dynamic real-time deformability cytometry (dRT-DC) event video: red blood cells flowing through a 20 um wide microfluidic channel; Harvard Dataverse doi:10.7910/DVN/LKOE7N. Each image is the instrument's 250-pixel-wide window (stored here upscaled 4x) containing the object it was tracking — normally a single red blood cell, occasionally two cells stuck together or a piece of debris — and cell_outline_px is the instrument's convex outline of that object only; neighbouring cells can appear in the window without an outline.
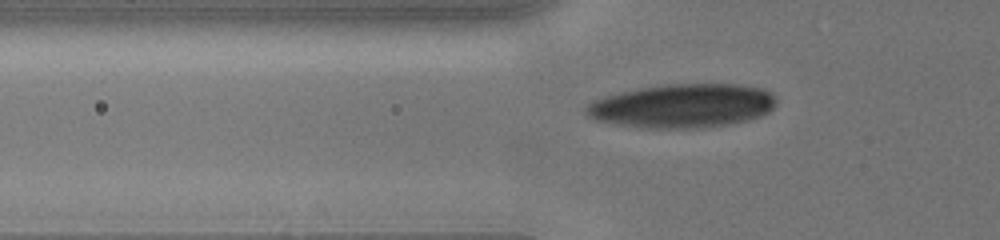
{"species": "human", "species_latin": "Homo sapiens", "temperature_condition": "cold", "stored_images_in_passage": 28, "camera_frame_rate_fps": 3000, "um_per_image_px": 0.085, "donor": {"sex": "male"}, "frame": {"image": 1, "passage_image": 7, "time_ms": 2.0, "image_size_px": [1000, 240], "cell_outline_px": [[776, 104], [768, 112], [760, 116], [748, 120], [728, 124], [696, 128], [644, 128], [592, 120], [584, 112], [584, 108], [592, 100], [604, 96], [620, 92], [640, 88], [668, 84], [740, 84], [760, 88], [772, 92], [776, 96]], "centroid_in_image_um": [57.99, 8.99], "position_along_channel_um": 67.8, "area_um2": 48.78}}
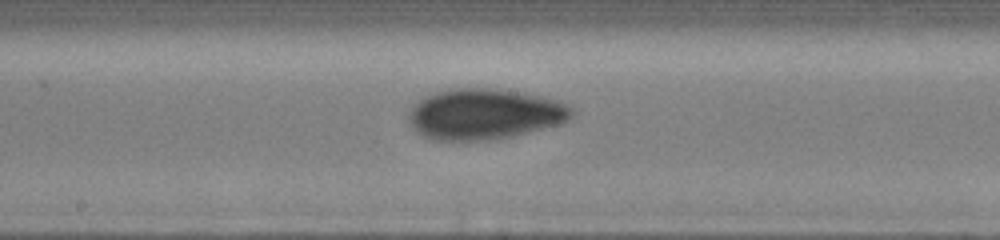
{"frame": {"image": 2, "passage_image": 16, "time_ms": 5.667, "image_size_px": [1000, 240], "cell_outline_px": [[576, 112], [568, 120], [560, 124], [512, 136], [488, 140], [436, 140], [424, 136], [416, 132], [408, 116], [412, 108], [424, 96], [448, 88], [492, 88], [524, 92], [560, 100], [572, 108]], "centroid_in_image_um": [41.23, 9.68], "position_along_channel_um": 207.0, "area_um2": 48.26}}
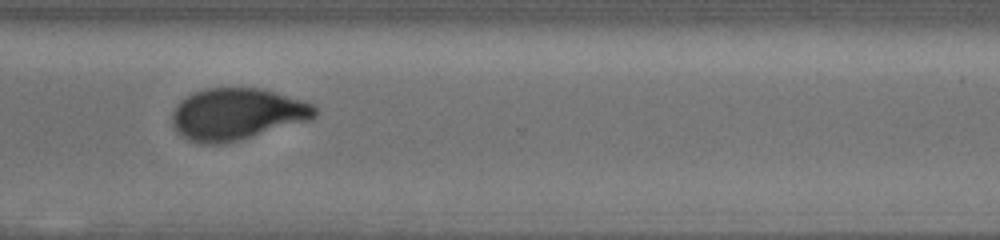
{"frame": {"image": 3, "passage_image": 27, "time_ms": 9.333, "image_size_px": [1000, 240], "cell_outline_px": [[316, 116], [312, 120], [240, 140], [224, 144], [200, 144], [188, 140], [180, 136], [176, 132], [172, 124], [172, 112], [176, 104], [180, 100], [192, 92], [204, 88], [260, 88], [276, 92], [304, 100], [312, 104], [316, 108]], "centroid_in_image_um": [20.12, 9.71], "position_along_channel_um": 350.5, "area_um2": 43.7}}